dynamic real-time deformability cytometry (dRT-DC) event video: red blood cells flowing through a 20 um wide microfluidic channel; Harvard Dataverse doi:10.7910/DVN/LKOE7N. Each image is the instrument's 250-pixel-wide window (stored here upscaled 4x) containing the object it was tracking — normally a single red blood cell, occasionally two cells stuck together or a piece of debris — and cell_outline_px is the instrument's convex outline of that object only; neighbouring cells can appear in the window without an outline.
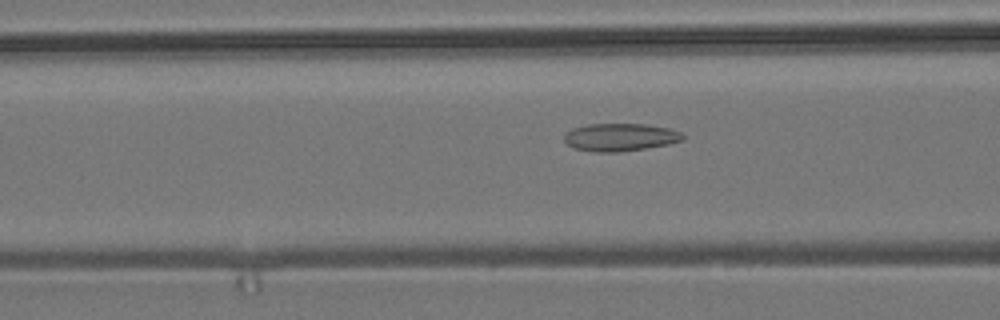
{"species": "common noctule bat (a hibernating species)", "species_latin": "Nyctalus noctula", "temperature_condition": "room temperature", "stored_images_in_passage": 39, "camera_frame_rate_fps": 3000, "um_per_image_px": 0.085, "animal": {"sex": "male", "body_mass_g": 19.2, "forearm_length_mm": 51.8}, "frame": {"image": 1, "passage_image": 16, "time_ms": 5.0, "image_size_px": [1000, 320], "cell_outline_px": [[684, 140], [668, 144], [620, 152], [596, 152], [576, 148], [568, 144], [564, 140], [564, 132], [572, 128], [588, 124], [648, 124], [668, 128], [680, 132], [684, 136]], "centroid_in_image_um": [52.7, 11.65], "position_along_channel_um": 113.9, "area_um2": 19.13}}
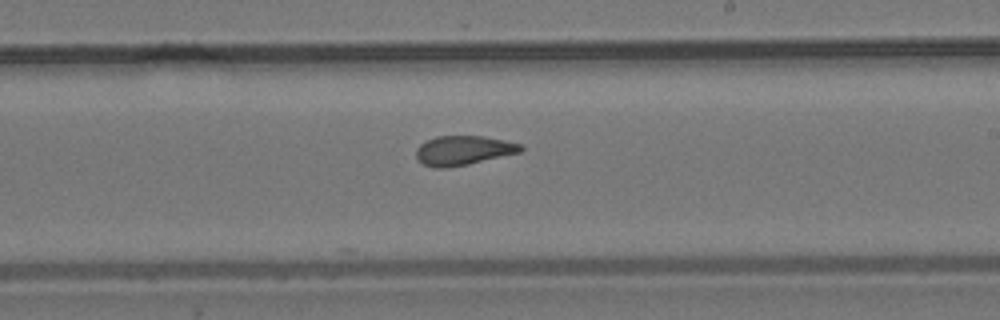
{"frame": {"image": 2, "passage_image": 27, "time_ms": 8.667, "image_size_px": [1000, 320], "cell_outline_px": [[524, 148], [520, 152], [468, 164], [444, 168], [436, 168], [424, 164], [416, 160], [416, 148], [420, 144], [436, 136], [484, 136], [504, 140], [520, 144]], "centroid_in_image_um": [39.35, 12.78], "position_along_channel_um": 249.6, "area_um2": 17.8}}
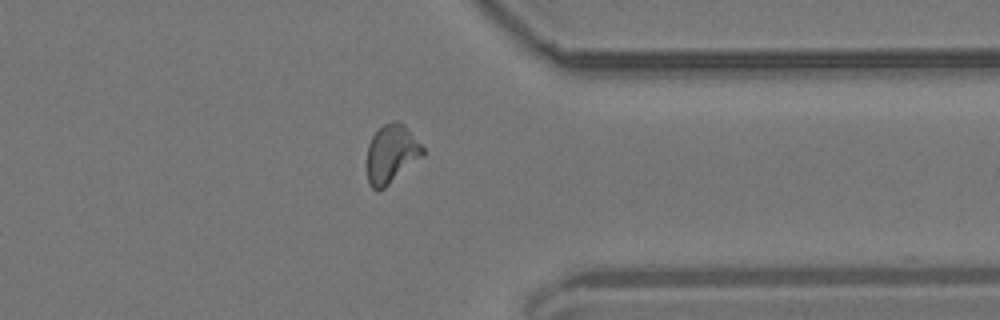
{"frame": {"image": 3, "passage_image": 38, "time_ms": 12.333, "image_size_px": [1000, 320], "cell_outline_px": [[424, 156], [384, 188], [376, 192], [368, 184], [368, 144], [372, 136], [384, 124], [392, 120], [396, 120], [404, 124], [424, 148]], "centroid_in_image_um": [33.28, 13.09], "position_along_channel_um": 378.1, "area_um2": 19.02}}